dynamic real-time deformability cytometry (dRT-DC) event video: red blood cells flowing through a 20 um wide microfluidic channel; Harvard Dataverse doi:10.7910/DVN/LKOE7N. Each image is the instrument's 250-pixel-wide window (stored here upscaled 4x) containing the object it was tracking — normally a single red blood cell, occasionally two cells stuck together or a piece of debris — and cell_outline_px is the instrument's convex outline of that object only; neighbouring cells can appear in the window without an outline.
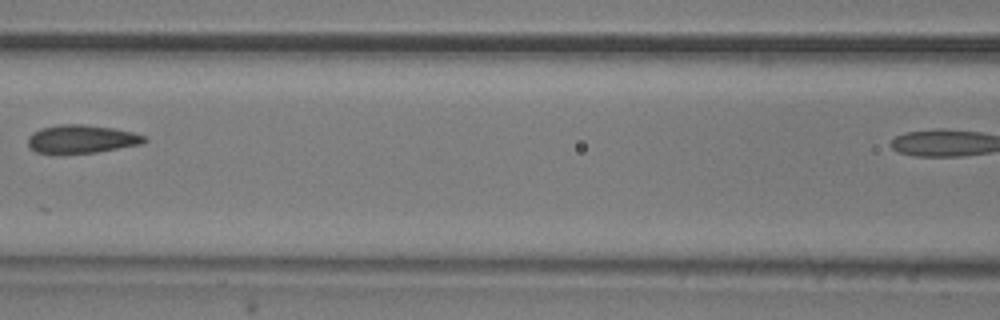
{"species": "common noctule bat (a hibernating species)", "species_latin": "Nyctalus noctula", "temperature_condition": "room temperature", "stored_images_in_passage": 5, "segment_of_instrument_passage": [1, 2], "camera_frame_rate_fps": 3000, "um_per_image_px": 0.085, "animal": {"sex": "male", "body_mass_g": 20.5, "forearm_length_mm": 52.5}, "frame": {"image": 1, "passage_image": 3, "time_ms": 2.333, "image_size_px": [1000, 320], "cell_outline_px": [[148, 140], [140, 144], [96, 152], [36, 152], [28, 144], [28, 136], [32, 132], [40, 128], [60, 124], [84, 124], [112, 128], [132, 132], [144, 136]], "centroid_in_image_um": [6.92, 11.79], "position_along_channel_um": 159.7, "area_um2": 18.73}}
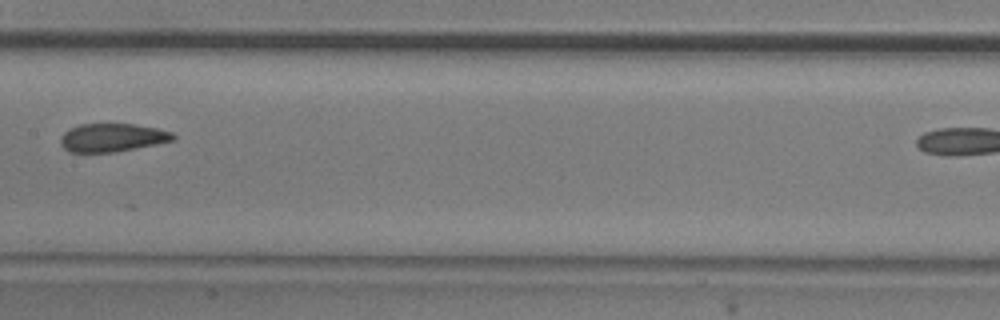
{"frame": {"image": 2, "passage_image": 4, "time_ms": 3.333, "image_size_px": [1000, 320], "cell_outline_px": [[176, 140], [136, 148], [112, 152], [68, 152], [60, 144], [60, 136], [68, 128], [80, 124], [132, 124], [156, 128], [172, 132], [176, 136]], "centroid_in_image_um": [9.52, 11.69], "position_along_channel_um": 197.9, "area_um2": 18.61}}